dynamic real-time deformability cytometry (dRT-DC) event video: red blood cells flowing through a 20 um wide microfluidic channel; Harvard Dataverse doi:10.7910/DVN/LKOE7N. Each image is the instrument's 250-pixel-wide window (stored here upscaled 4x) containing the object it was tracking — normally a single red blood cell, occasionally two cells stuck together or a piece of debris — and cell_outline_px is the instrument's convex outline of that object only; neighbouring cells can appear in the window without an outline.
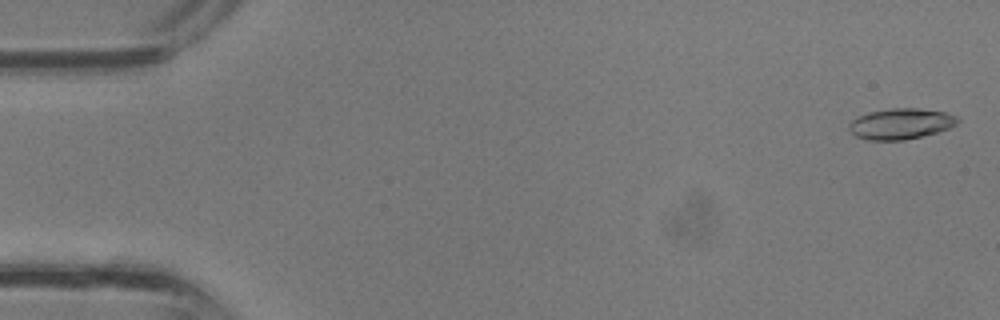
{"species": "common noctule bat (a hibernating species)", "species_latin": "Nyctalus noctula", "temperature_condition": "room temperature", "stored_images_in_passage": 11, "camera_frame_rate_fps": 3000, "um_per_image_px": 0.085, "animal": {"sex": "male", "body_mass_g": 13.3}, "frame": {"image": 1, "passage_image": 1, "time_ms": 0.0, "image_size_px": [1000, 320], "cell_outline_px": [[960, 120], [956, 124], [948, 128], [936, 132], [904, 140], [868, 140], [856, 136], [848, 128], [848, 124], [852, 120], [868, 112], [892, 108], [916, 108], [944, 112], [956, 116]], "centroid_in_image_um": [76.54, 10.52], "position_along_channel_um": 8.5, "area_um2": 19.25}}
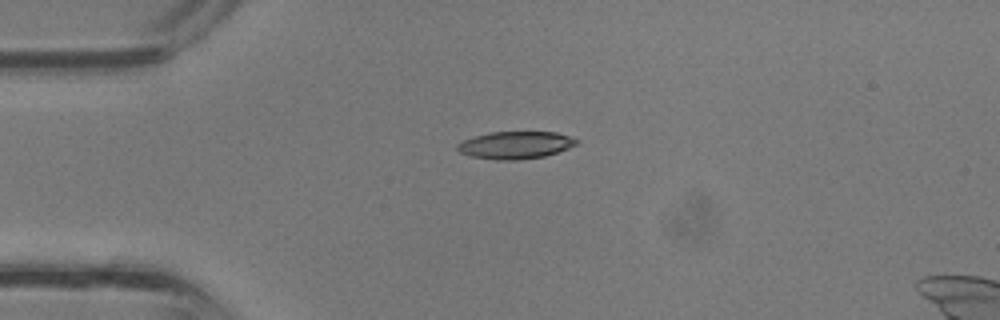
{"frame": {"image": 2, "passage_image": 9, "time_ms": 2.667, "image_size_px": [1000, 320], "cell_outline_px": [[580, 144], [544, 156], [520, 160], [496, 160], [472, 156], [460, 152], [456, 148], [456, 144], [464, 140], [488, 132], [556, 132], [580, 140]], "centroid_in_image_um": [43.83, 12.33], "position_along_channel_um": 41.2, "area_um2": 19.02}}